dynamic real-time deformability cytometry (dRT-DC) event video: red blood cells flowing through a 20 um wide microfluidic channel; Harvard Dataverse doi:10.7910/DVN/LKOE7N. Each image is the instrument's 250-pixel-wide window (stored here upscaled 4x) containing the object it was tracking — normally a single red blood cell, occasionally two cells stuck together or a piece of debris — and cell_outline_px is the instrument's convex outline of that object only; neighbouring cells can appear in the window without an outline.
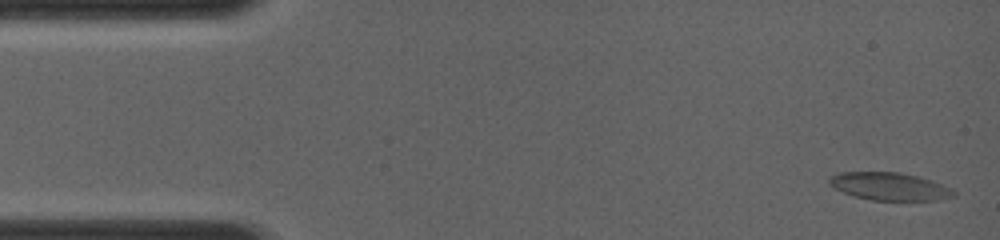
{"species": "common noctule bat (a hibernating species)", "species_latin": "Nyctalus noctula", "temperature_condition": "room temperature", "stored_images_in_passage": 53, "camera_frame_rate_fps": 4000, "um_per_image_px": 0.085, "animal": {"sex": "female", "body_mass_g": 19.0, "forearm_length_mm": 56.7}, "frame": {"image": 1, "passage_image": 2, "time_ms": 0.25, "image_size_px": [1000, 240], "cell_outline_px": [[956, 196], [936, 200], [872, 200], [856, 196], [832, 188], [828, 184], [828, 180], [832, 176], [840, 172], [900, 172], [932, 180], [952, 188], [956, 192]], "centroid_in_image_um": [75.63, 15.84], "position_along_channel_um": 9.4, "area_um2": 20.11}}
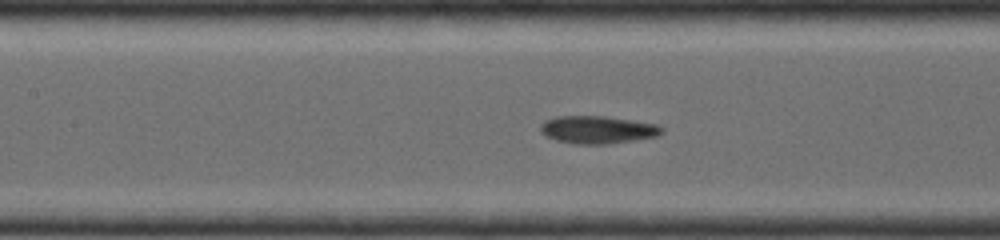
{"frame": {"image": 2, "passage_image": 24, "time_ms": 5.75, "image_size_px": [1000, 240], "cell_outline_px": [[664, 132], [656, 136], [636, 140], [608, 144], [572, 144], [556, 140], [544, 136], [540, 132], [540, 124], [544, 120], [556, 116], [604, 116], [660, 124], [664, 128]], "centroid_in_image_um": [50.79, 11.02], "position_along_channel_um": 156.6, "area_um2": 19.94}}
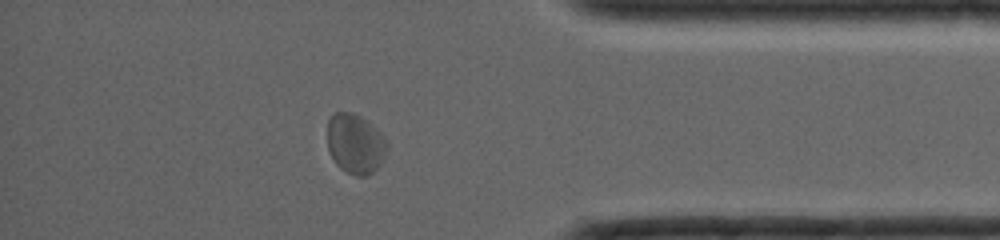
{"frame": {"image": 3, "passage_image": 46, "time_ms": 11.25, "image_size_px": [1000, 240], "cell_outline_px": [[388, 148], [380, 164], [368, 176], [356, 176], [340, 168], [336, 164], [328, 152], [328, 120], [332, 112], [352, 112], [360, 116], [376, 128], [388, 140]], "centroid_in_image_um": [30.2, 12.21], "position_along_channel_um": 405.0, "area_um2": 20.98}}